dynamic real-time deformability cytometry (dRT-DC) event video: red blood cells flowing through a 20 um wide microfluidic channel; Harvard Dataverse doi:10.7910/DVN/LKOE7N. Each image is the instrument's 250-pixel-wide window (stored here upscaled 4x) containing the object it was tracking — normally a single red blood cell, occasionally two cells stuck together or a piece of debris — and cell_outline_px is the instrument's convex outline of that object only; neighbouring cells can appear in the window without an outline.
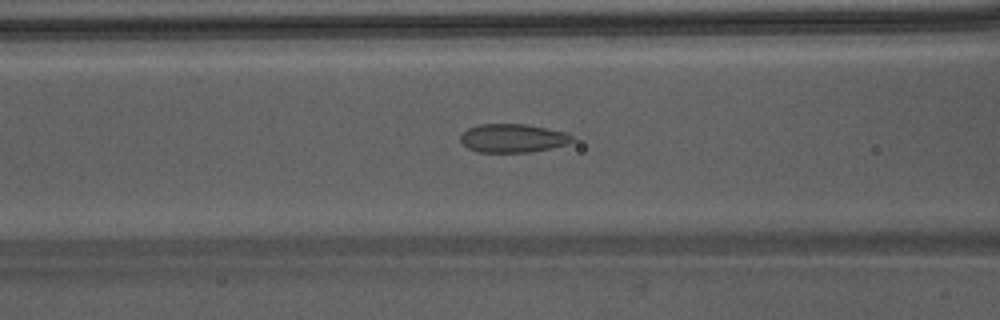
{"species": "Egyptian fruit bat (a non-hibernating species)", "species_latin": "Rousettus aegyptiacus", "temperature_condition": "warm", "stored_images_in_passage": 29, "camera_frame_rate_fps": 3000, "um_per_image_px": 0.085, "animal": {"sex": "male"}, "frame": {"image": 1, "passage_image": 8, "time_ms": 2.333, "image_size_px": [1000, 320], "cell_outline_px": [[572, 140], [568, 144], [528, 152], [476, 152], [468, 148], [460, 140], [460, 136], [468, 128], [480, 124], [524, 124], [564, 132], [572, 136]], "centroid_in_image_um": [43.54, 11.75], "position_along_channel_um": 123.1, "area_um2": 18.26}}
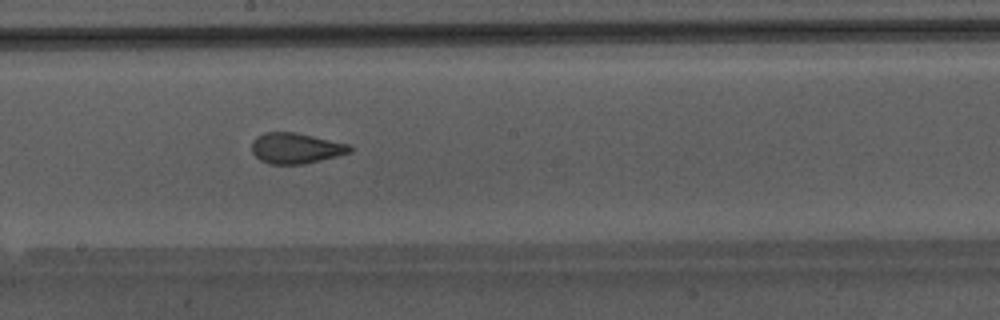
{"frame": {"image": 2, "passage_image": 15, "time_ms": 4.667, "image_size_px": [1000, 320], "cell_outline_px": [[352, 152], [304, 164], [268, 164], [260, 160], [252, 152], [252, 140], [256, 136], [264, 132], [296, 132], [348, 144], [352, 148]], "centroid_in_image_um": [25.11, 12.59], "position_along_channel_um": 223.1, "area_um2": 17.51}}
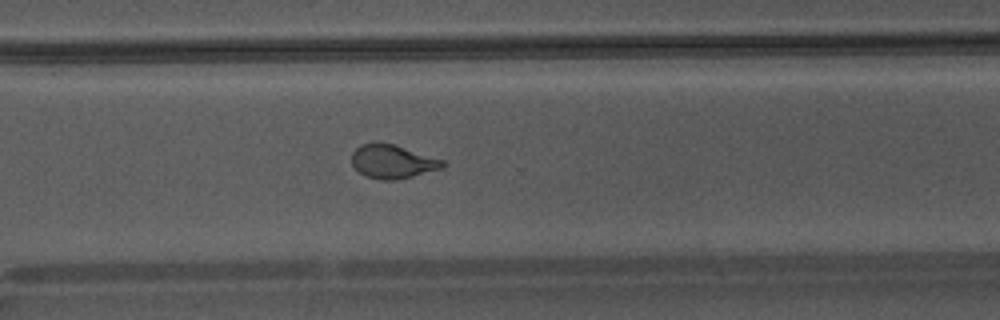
{"frame": {"image": 3, "passage_image": 23, "time_ms": 7.333, "image_size_px": [1000, 320], "cell_outline_px": [[444, 164], [440, 168], [412, 176], [396, 180], [380, 180], [364, 176], [352, 164], [352, 152], [360, 144], [392, 144], [444, 160]], "centroid_in_image_um": [33.33, 13.75], "position_along_channel_um": 337.3, "area_um2": 17.34}, "authors_computed_cell_mechanics": {"area_um2": 18.0336, "velocity_mm_per_s": 4.2909, "shape_relaxation_time_tau1_ms": 7.5911, "shape_relaxation_time_tau2_ms": 0.7309, "deformation_change_tau1": 0.2038, "deformation_change_tau2": 0.0618}}